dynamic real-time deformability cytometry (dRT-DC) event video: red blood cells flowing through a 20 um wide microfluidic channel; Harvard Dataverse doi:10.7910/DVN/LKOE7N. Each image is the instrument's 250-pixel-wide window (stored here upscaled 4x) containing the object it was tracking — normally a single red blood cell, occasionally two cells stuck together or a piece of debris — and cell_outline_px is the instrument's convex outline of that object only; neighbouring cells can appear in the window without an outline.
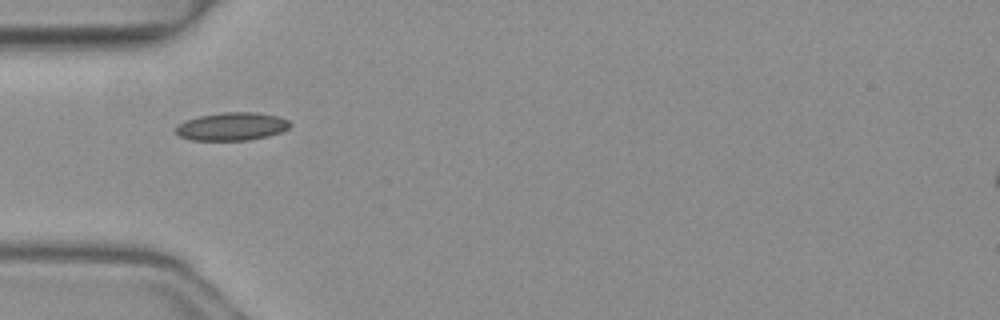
{"species": "common noctule bat (a hibernating species)", "species_latin": "Nyctalus noctula", "temperature_condition": "warm", "stored_images_in_passage": 2, "camera_frame_rate_fps": 3000, "um_per_image_px": 0.085, "animal": {"sex": "female", "body_mass_g": 19.3, "forearm_length_mm": 54.1}, "frame": {"image": 1, "passage_image": 1, "time_ms": 0.0, "image_size_px": [1000, 320], "cell_outline_px": [[292, 124], [288, 128], [280, 132], [268, 136], [248, 140], [192, 140], [180, 136], [176, 132], [176, 128], [180, 124], [188, 120], [200, 116], [220, 112], [256, 112], [280, 116], [288, 120]], "centroid_in_image_um": [19.76, 10.74], "position_along_channel_um": 65.2, "area_um2": 18.55}}
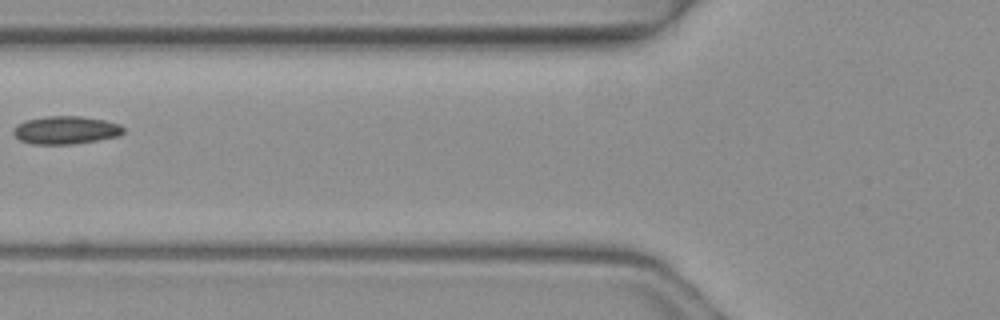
{"frame": {"image": 2, "passage_image": 2, "time_ms": 0.333, "image_size_px": [1000, 320], "cell_outline_px": [[124, 132], [120, 136], [72, 144], [32, 144], [20, 140], [12, 132], [16, 124], [24, 120], [48, 116], [80, 116], [104, 120], [120, 124], [124, 128]], "centroid_in_image_um": [5.58, 11.05], "position_along_channel_um": 120.2, "area_um2": 17.98}}